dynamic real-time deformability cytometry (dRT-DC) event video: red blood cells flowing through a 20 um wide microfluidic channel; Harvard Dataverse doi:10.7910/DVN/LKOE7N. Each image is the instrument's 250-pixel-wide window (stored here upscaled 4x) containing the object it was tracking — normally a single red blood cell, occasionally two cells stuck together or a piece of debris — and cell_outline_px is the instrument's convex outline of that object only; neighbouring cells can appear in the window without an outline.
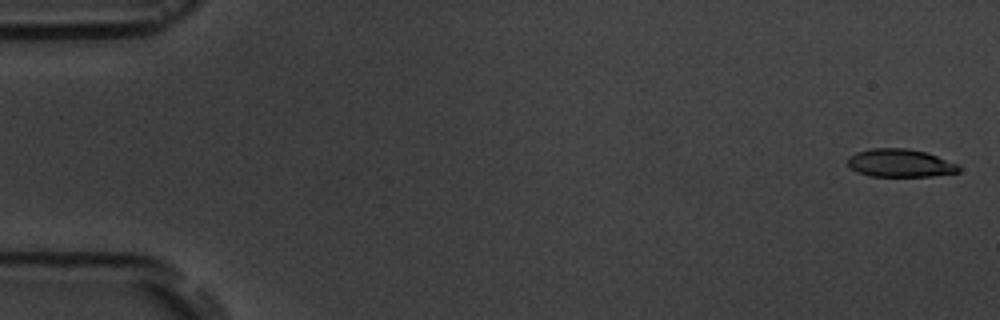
{"species": "common noctule bat (a hibernating species)", "species_latin": "Nyctalus noctula", "temperature_condition": "room temperature", "stored_images_in_passage": 6, "camera_frame_rate_fps": 3000, "um_per_image_px": 0.085, "animal": {"sex": "male", "body_mass_g": 19.5, "forearm_length_mm": 54.6}, "frame": {"image": 1, "passage_image": 1, "time_ms": 0.0, "image_size_px": [1000, 320], "cell_outline_px": [[960, 172], [932, 176], [868, 176], [852, 168], [848, 164], [848, 156], [856, 152], [872, 148], [908, 148], [924, 152], [960, 164]], "centroid_in_image_um": [76.53, 13.86], "position_along_channel_um": 8.5, "area_um2": 18.09}}
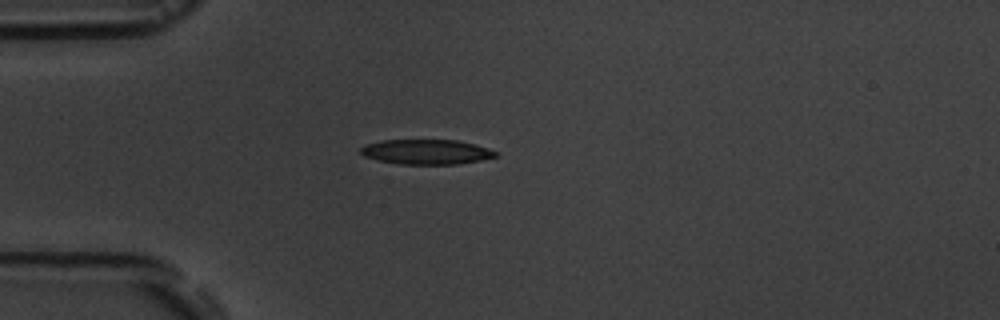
{"frame": {"image": 2, "passage_image": 5, "time_ms": 4.667, "image_size_px": [1000, 320], "cell_outline_px": [[500, 152], [496, 156], [480, 160], [456, 164], [400, 164], [380, 160], [364, 156], [360, 152], [360, 148], [364, 144], [380, 140], [456, 140], [476, 144]], "centroid_in_image_um": [36.24, 12.9], "position_along_channel_um": 48.8, "area_um2": 19.59}}